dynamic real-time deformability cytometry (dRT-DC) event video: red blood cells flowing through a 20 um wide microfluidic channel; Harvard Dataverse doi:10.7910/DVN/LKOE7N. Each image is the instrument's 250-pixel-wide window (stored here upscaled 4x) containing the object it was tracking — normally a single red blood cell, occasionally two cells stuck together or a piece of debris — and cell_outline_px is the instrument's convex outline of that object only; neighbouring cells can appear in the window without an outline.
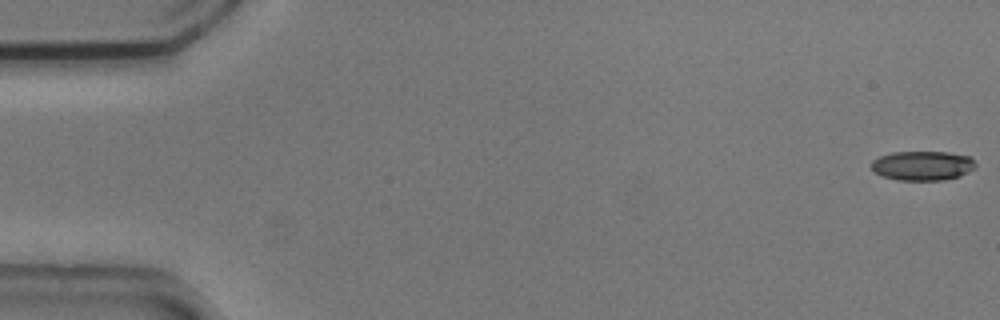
{"species": "common noctule bat (a hibernating species)", "species_latin": "Nyctalus noctula", "temperature_condition": "cold", "stored_images_in_passage": 55, "camera_frame_rate_fps": 3000, "um_per_image_px": 0.085, "animal": {"sex": "male", "body_mass_g": 20.5, "forearm_length_mm": 52.5}, "frame": {"image": 1, "passage_image": 1, "time_ms": 0.0, "image_size_px": [1000, 320], "cell_outline_px": [[976, 168], [960, 176], [944, 180], [896, 180], [880, 176], [872, 168], [872, 160], [880, 156], [892, 152], [948, 152], [968, 156], [976, 164]], "centroid_in_image_um": [78.41, 14.09], "position_along_channel_um": 6.6, "area_um2": 17.92}}
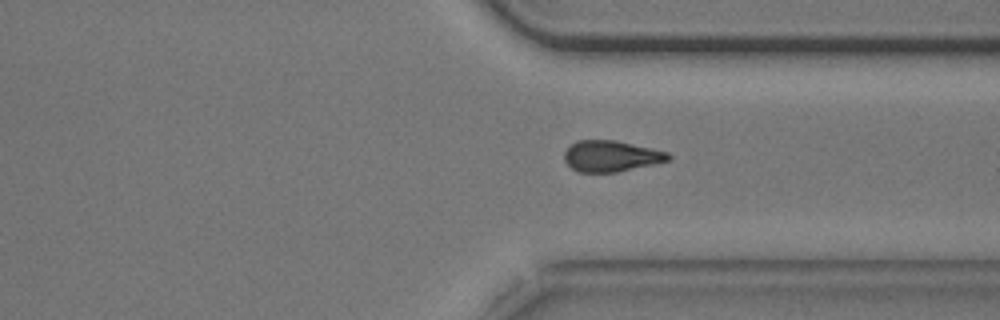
{"frame": {"image": 2, "passage_image": 41, "time_ms": 13.333, "image_size_px": [1000, 320], "cell_outline_px": [[672, 160], [616, 172], [580, 172], [572, 168], [564, 160], [564, 152], [576, 140], [616, 140], [668, 152], [672, 156]], "centroid_in_image_um": [51.96, 13.26], "position_along_channel_um": 359.4, "area_um2": 18.79}}
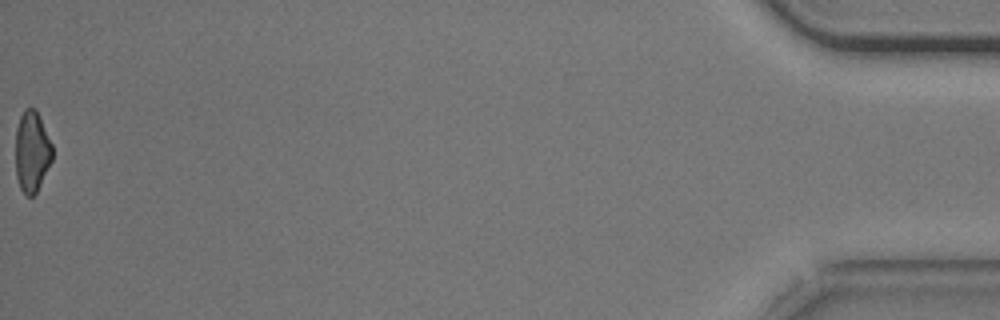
{"frame": {"image": 3, "passage_image": 55, "time_ms": 18.0, "image_size_px": [1000, 320], "cell_outline_px": [[52, 160], [36, 192], [32, 196], [28, 196], [20, 188], [16, 176], [16, 128], [20, 116], [24, 108], [36, 108], [52, 144]], "centroid_in_image_um": [2.71, 12.85], "position_along_channel_um": 432.5, "area_um2": 17.28}, "authors_computed_cell_mechanics": {"area_um2": 19.0162, "velocity_mm_per_s": 3.727, "shape_relaxation_time_tau1_ms": 2.7568, "shape_relaxation_time_tau2_ms": 10.4363, "deformation_change_tau1": 0.1336, "deformation_change_tau2": 0.2072}}